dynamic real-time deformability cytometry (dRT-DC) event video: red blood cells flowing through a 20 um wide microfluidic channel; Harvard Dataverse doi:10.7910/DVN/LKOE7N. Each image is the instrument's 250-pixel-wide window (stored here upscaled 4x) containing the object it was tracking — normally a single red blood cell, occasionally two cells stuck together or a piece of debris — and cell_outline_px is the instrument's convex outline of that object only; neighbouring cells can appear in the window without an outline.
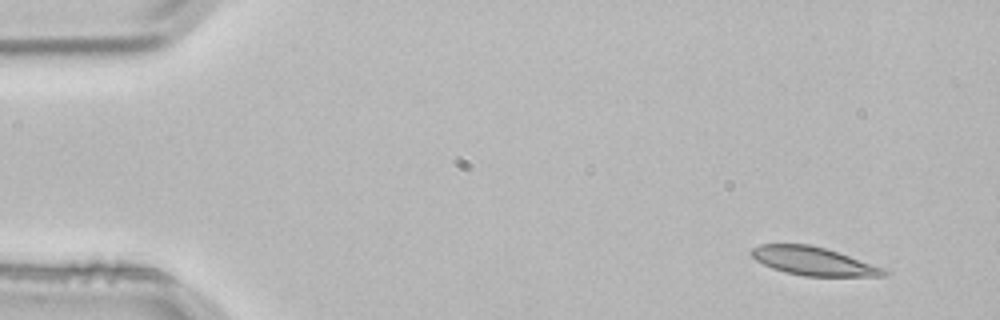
{"species": "common noctule bat (a hibernating species)", "species_latin": "Nyctalus noctula", "temperature_condition": "room temperature", "stored_images_in_passage": 3, "camera_frame_rate_fps": 3000, "um_per_image_px": 0.085, "animal": {"sex": "male", "body_mass_g": 21.5, "forearm_length_mm": 52.0}, "frame": {"image": 1, "passage_image": 1, "time_ms": 0.0, "image_size_px": [1000, 320], "cell_outline_px": [[888, 272], [884, 276], [804, 276], [784, 272], [772, 268], [756, 260], [748, 252], [752, 248], [760, 244], [808, 244], [824, 248], [884, 268]], "centroid_in_image_um": [69.07, 22.2], "position_along_channel_um": 15.9, "area_um2": 21.62}}
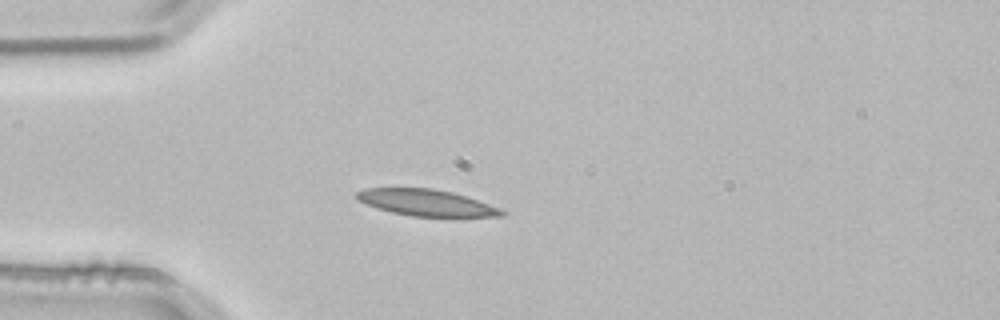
{"frame": {"image": 2, "passage_image": 3, "time_ms": 0.667, "image_size_px": [1000, 320], "cell_outline_px": [[508, 212], [504, 216], [412, 216], [392, 212], [376, 208], [356, 200], [356, 192], [364, 188], [432, 188], [452, 192], [500, 208]], "centroid_in_image_um": [36.19, 17.22], "position_along_channel_um": 48.8, "area_um2": 22.14}}